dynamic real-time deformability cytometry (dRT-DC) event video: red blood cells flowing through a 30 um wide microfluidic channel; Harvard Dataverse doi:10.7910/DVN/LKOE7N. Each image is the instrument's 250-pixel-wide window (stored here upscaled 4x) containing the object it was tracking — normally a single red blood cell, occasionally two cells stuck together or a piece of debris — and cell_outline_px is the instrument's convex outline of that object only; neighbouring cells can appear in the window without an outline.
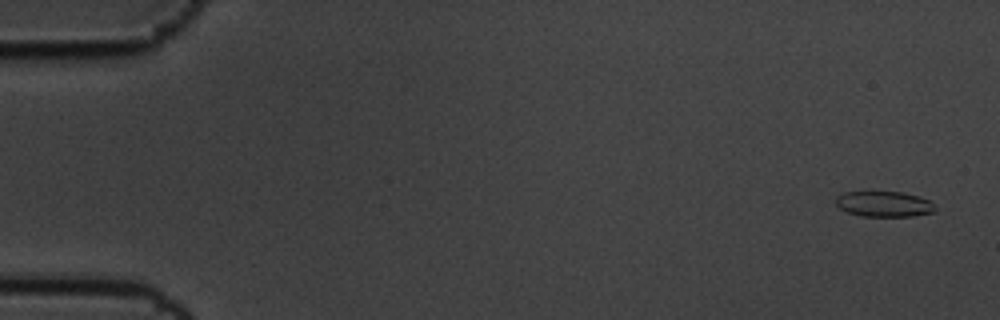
{"species": "common noctule bat (a hibernating species)", "species_latin": "Nyctalus noctula", "temperature_condition": "cold", "stored_images_in_passage": 5, "camera_frame_rate_fps": 3000, "um_per_image_px": 0.085, "animal": {"sex": "male", "body_mass_g": 19.5, "forearm_length_mm": 54.6}, "frame": {"image": 1, "passage_image": 1, "time_ms": 0.0, "image_size_px": [1000, 320], "cell_outline_px": [[936, 212], [912, 216], [860, 216], [848, 212], [840, 208], [836, 204], [836, 196], [844, 192], [872, 188], [904, 192], [920, 196], [928, 200], [936, 208]], "centroid_in_image_um": [75.11, 17.28], "position_along_channel_um": 9.9, "area_um2": 15.66}}
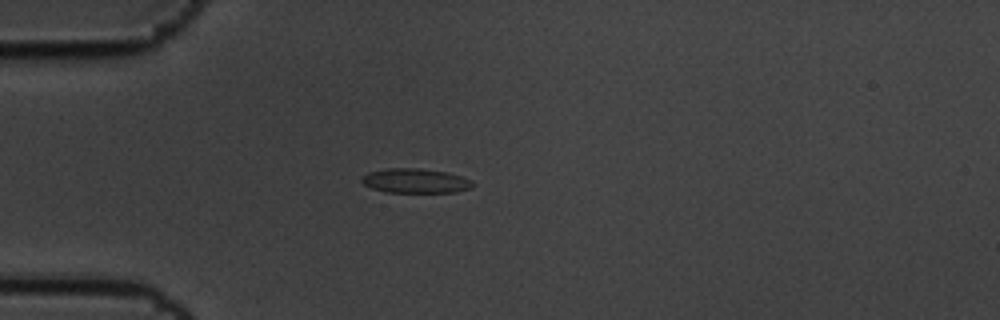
{"frame": {"image": 2, "passage_image": 5, "time_ms": 1.333, "image_size_px": [1000, 320], "cell_outline_px": [[472, 188], [456, 192], [384, 192], [372, 188], [364, 184], [360, 180], [360, 176], [368, 172], [388, 168], [420, 168], [448, 172], [472, 180]], "centroid_in_image_um": [35.28, 15.36], "position_along_channel_um": 49.7, "area_um2": 15.95}}